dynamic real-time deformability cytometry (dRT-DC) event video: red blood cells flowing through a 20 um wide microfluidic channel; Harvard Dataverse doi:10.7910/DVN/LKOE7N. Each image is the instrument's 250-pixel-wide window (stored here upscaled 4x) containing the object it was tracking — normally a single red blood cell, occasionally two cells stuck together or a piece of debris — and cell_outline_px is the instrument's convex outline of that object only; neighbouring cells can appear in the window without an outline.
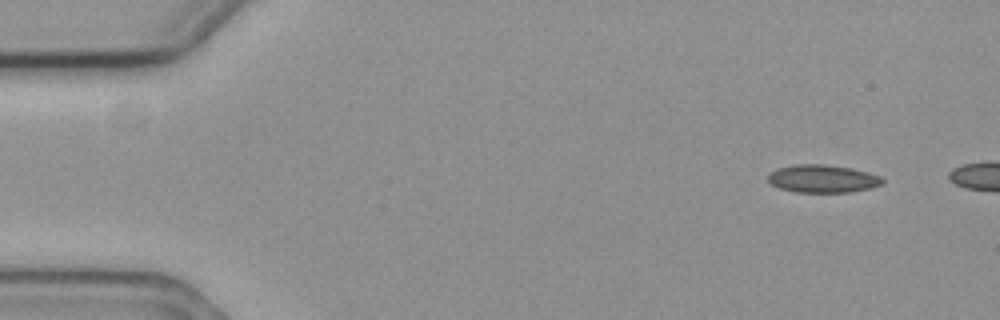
{"species": "common noctule bat (a hibernating species)", "species_latin": "Nyctalus noctula", "temperature_condition": "cold", "stored_images_in_passage": 10, "camera_frame_rate_fps": 3000, "um_per_image_px": 0.085, "animal": {"sex": "female", "body_mass_g": 19.3, "forearm_length_mm": 54.1}, "frame": {"image": 1, "passage_image": 1, "time_ms": 0.0, "image_size_px": [1000, 320], "cell_outline_px": [[884, 184], [872, 188], [852, 192], [796, 192], [780, 188], [772, 184], [768, 180], [768, 172], [776, 168], [796, 164], [824, 164], [852, 168], [868, 172], [880, 176], [884, 180]], "centroid_in_image_um": [69.94, 15.18], "position_along_channel_um": 15.1, "area_um2": 18.79}}